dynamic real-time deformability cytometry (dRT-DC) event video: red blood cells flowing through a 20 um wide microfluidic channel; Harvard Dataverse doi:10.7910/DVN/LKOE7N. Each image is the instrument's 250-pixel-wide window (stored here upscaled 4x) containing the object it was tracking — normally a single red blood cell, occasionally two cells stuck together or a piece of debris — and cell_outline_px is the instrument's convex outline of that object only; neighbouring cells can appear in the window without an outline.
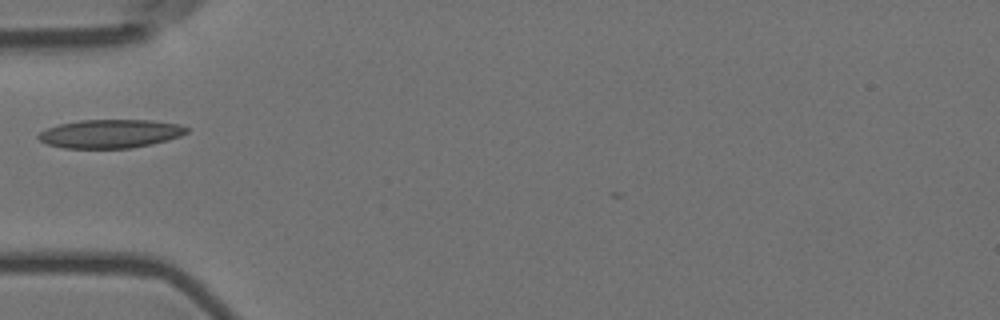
{"species": "Egyptian fruit bat (a non-hibernating species)", "species_latin": "Rousettus aegyptiacus", "temperature_condition": "room temperature", "stored_images_in_passage": 9, "camera_frame_rate_fps": 3000, "um_per_image_px": 0.085, "animal": {"sex": "female"}, "frame": {"image": 1, "passage_image": 6, "time_ms": 1.667, "image_size_px": [1000, 320], "cell_outline_px": [[188, 132], [180, 136], [168, 140], [152, 144], [128, 148], [64, 148], [48, 144], [40, 140], [36, 136], [40, 132], [48, 128], [60, 124], [80, 120], [152, 120], [180, 124], [188, 128]], "centroid_in_image_um": [9.4, 11.36], "position_along_channel_um": 75.6, "area_um2": 24.62}}
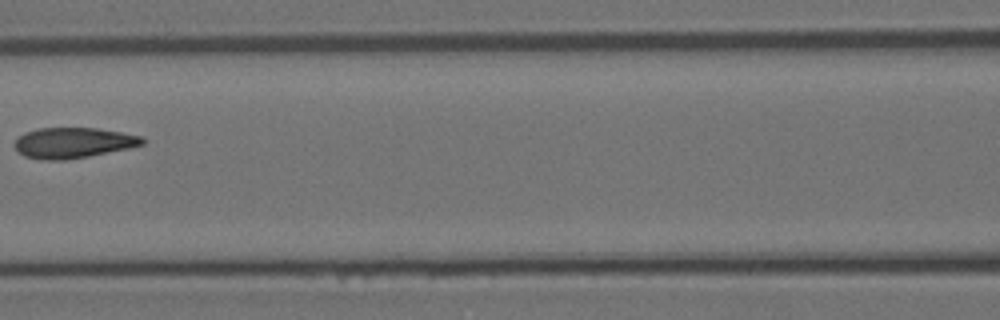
{"frame": {"image": 2, "passage_image": 8, "time_ms": 2.333, "image_size_px": [1000, 320], "cell_outline_px": [[144, 144], [128, 148], [88, 156], [64, 160], [48, 160], [24, 156], [16, 148], [16, 140], [20, 136], [28, 132], [40, 128], [96, 128], [120, 132], [140, 136], [144, 140]], "centroid_in_image_um": [6.24, 12.13], "position_along_channel_um": 160.4, "area_um2": 22.2}}
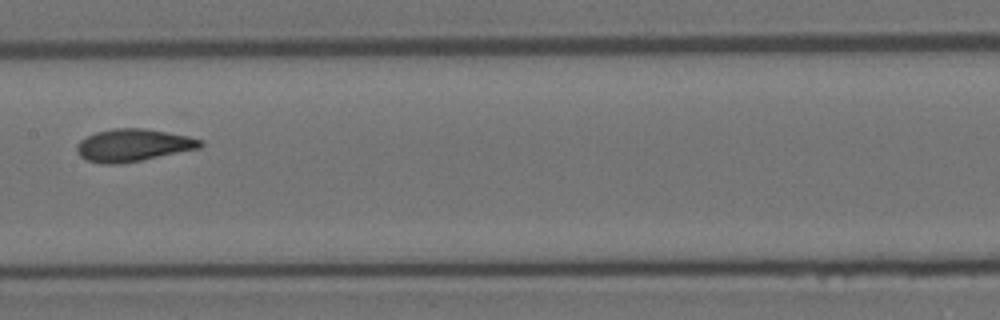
{"frame": {"image": 3, "passage_image": 9, "time_ms": 2.667, "image_size_px": [1000, 320], "cell_outline_px": [[204, 144], [200, 148], [120, 164], [104, 164], [88, 160], [80, 156], [76, 152], [76, 144], [80, 140], [96, 132], [116, 128], [144, 128], [188, 136], [204, 140]], "centroid_in_image_um": [11.31, 12.34], "position_along_channel_um": 196.1, "area_um2": 23.24}}